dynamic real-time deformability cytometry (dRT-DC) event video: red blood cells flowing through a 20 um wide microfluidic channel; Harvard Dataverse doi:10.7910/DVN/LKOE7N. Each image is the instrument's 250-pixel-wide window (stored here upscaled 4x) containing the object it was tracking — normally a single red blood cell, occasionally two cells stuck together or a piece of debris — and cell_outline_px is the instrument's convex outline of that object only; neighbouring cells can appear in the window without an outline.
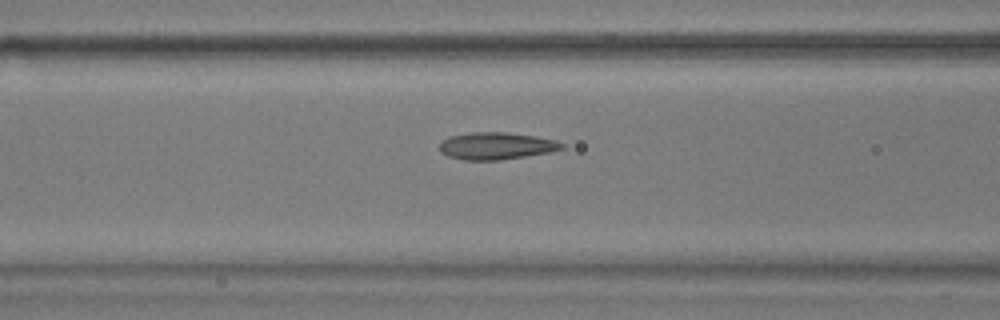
{"species": "common noctule bat (a hibernating species)", "species_latin": "Nyctalus noctula", "temperature_condition": "warm", "stored_images_in_passage": 13, "camera_frame_rate_fps": 3000, "um_per_image_px": 0.085, "animal": {"sex": "male", "body_mass_g": 17.9}, "frame": {"image": 1, "passage_image": 11, "time_ms": 3.333, "image_size_px": [1000, 320], "cell_outline_px": [[564, 148], [552, 152], [500, 160], [464, 160], [448, 156], [440, 152], [440, 140], [448, 136], [472, 132], [508, 132], [536, 136], [556, 140], [564, 144]], "centroid_in_image_um": [42.18, 12.39], "position_along_channel_um": 124.4, "area_um2": 19.59}}